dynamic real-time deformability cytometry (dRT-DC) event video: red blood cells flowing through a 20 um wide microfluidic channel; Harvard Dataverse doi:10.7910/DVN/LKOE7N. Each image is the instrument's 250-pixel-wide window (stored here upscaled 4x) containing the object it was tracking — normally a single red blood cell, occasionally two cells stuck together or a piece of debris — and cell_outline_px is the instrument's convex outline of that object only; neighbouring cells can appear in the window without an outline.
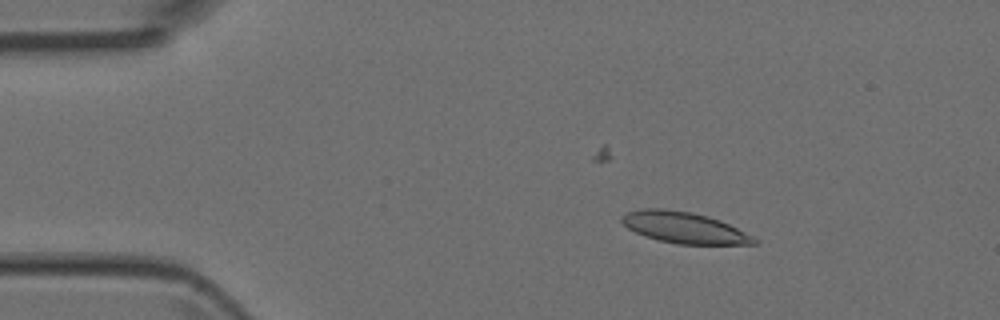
{"species": "Egyptian fruit bat (a non-hibernating species)", "species_latin": "Rousettus aegyptiacus", "temperature_condition": "room temperature", "stored_images_in_passage": 45, "camera_frame_rate_fps": 3000, "um_per_image_px": 0.085, "animal": {"sex": "female"}, "frame": {"image": 1, "passage_image": 7, "time_ms": 2.0, "image_size_px": [1000, 320], "cell_outline_px": [[760, 240], [756, 244], [676, 244], [644, 236], [628, 228], [620, 220], [620, 216], [628, 212], [640, 208], [664, 208], [692, 212], [708, 216], [728, 224]], "centroid_in_image_um": [58.12, 19.34], "position_along_channel_um": 26.9, "area_um2": 23.99}}
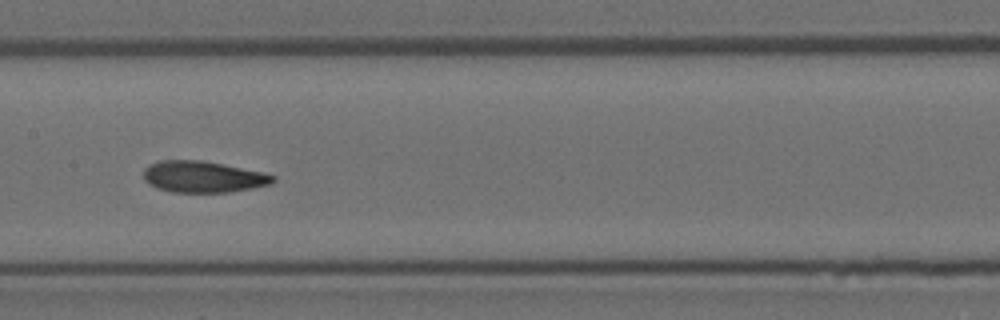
{"frame": {"image": 2, "passage_image": 23, "time_ms": 7.333, "image_size_px": [1000, 320], "cell_outline_px": [[276, 180], [272, 184], [252, 188], [228, 192], [172, 192], [156, 188], [148, 184], [144, 180], [144, 168], [148, 164], [160, 160], [200, 160], [264, 172], [276, 176]], "centroid_in_image_um": [17.25, 15.03], "position_along_channel_um": 190.2, "area_um2": 23.81}}
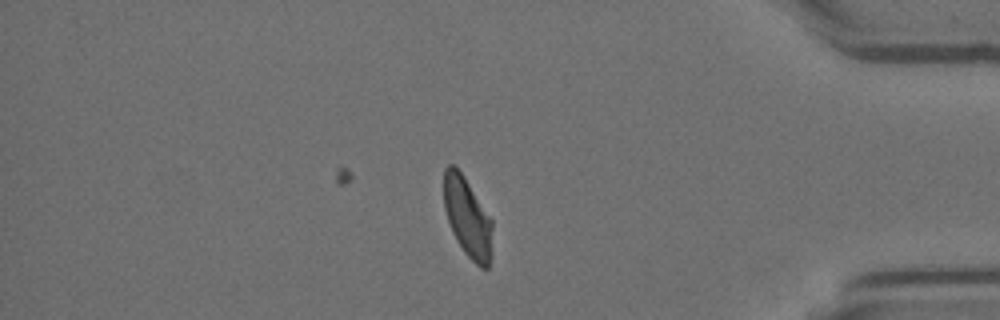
{"frame": {"image": 3, "passage_image": 40, "time_ms": 13.0, "image_size_px": [1000, 320], "cell_outline_px": [[492, 256], [488, 268], [480, 268], [464, 252], [456, 240], [452, 232], [444, 208], [444, 168], [448, 164], [452, 164], [464, 176], [492, 220]], "centroid_in_image_um": [39.75, 18.51], "position_along_channel_um": 395.5, "area_um2": 22.54}}